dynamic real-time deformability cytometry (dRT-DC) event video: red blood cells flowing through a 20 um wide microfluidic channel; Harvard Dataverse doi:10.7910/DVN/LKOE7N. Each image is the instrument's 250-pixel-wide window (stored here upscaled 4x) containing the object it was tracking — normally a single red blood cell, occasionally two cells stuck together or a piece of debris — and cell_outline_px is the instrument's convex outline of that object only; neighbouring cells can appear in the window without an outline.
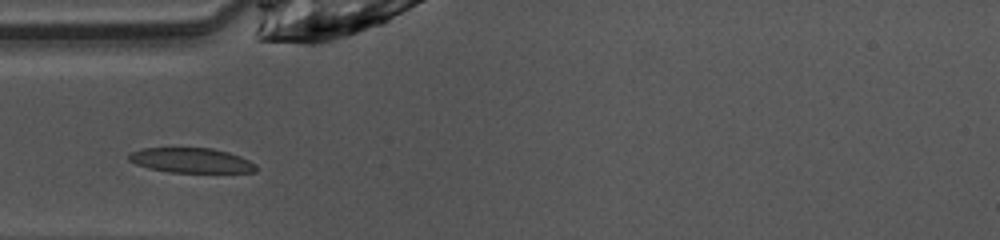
{"species": "common noctule bat (a hibernating species)", "species_latin": "Nyctalus noctula", "temperature_condition": "warm", "stored_images_in_passage": 27, "camera_frame_rate_fps": 3000, "um_per_image_px": 0.085, "animal": {"sex": "female", "body_mass_g": 10.0, "forearm_length_mm": 53.1}, "frame": {"image": 1, "passage_image": 1, "time_ms": 0.0, "image_size_px": [1000, 240], "cell_outline_px": [[256, 172], [168, 172], [148, 168], [136, 164], [128, 160], [128, 156], [132, 152], [140, 148], [212, 148], [228, 152], [240, 156], [256, 164]], "centroid_in_image_um": [16.23, 13.63], "position_along_channel_um": 68.8, "area_um2": 18.38}}
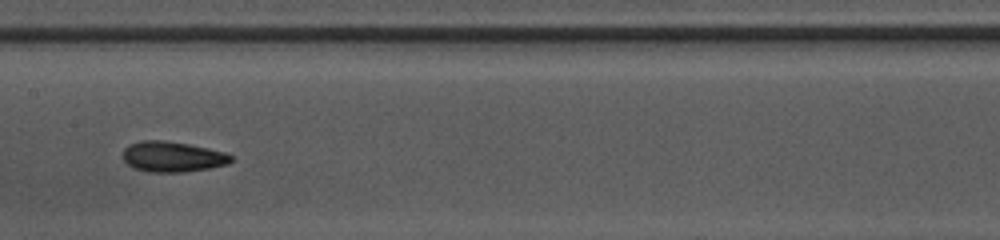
{"frame": {"image": 2, "passage_image": 10, "time_ms": 3.0, "image_size_px": [1000, 240], "cell_outline_px": [[232, 160], [228, 164], [208, 168], [184, 172], [148, 172], [132, 168], [124, 160], [124, 148], [128, 144], [140, 140], [164, 140], [188, 144], [208, 148], [224, 152], [232, 156]], "centroid_in_image_um": [14.63, 13.32], "position_along_channel_um": 192.8, "area_um2": 19.25}}
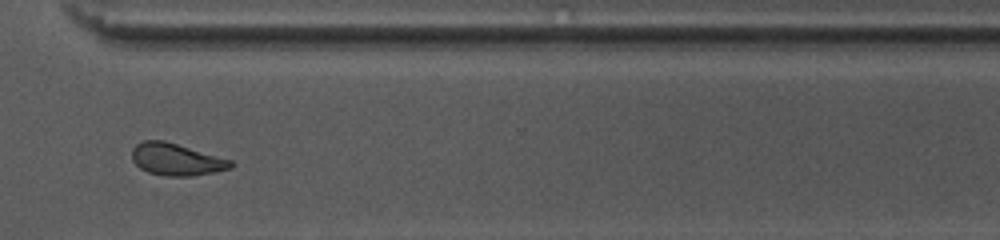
{"frame": {"image": 3, "passage_image": 22, "time_ms": 7.0, "image_size_px": [1000, 240], "cell_outline_px": [[236, 164], [232, 168], [216, 172], [192, 176], [168, 176], [148, 172], [140, 168], [132, 160], [132, 148], [136, 144], [144, 140], [164, 140], [232, 160]], "centroid_in_image_um": [15.01, 13.55], "position_along_channel_um": 355.6, "area_um2": 18.55}}